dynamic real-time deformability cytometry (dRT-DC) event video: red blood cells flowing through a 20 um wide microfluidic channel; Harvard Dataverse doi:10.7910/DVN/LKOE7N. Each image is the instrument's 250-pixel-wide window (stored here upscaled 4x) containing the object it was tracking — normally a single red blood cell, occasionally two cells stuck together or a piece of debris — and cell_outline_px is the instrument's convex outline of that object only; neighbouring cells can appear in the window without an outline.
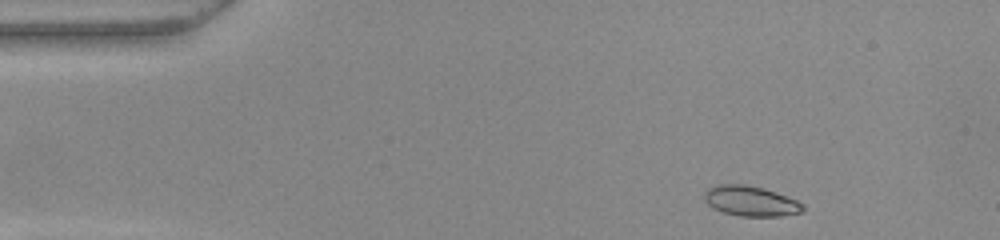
{"species": "common noctule bat (a hibernating species)", "species_latin": "Nyctalus noctula", "temperature_condition": "warm", "stored_images_in_passage": 46, "camera_frame_rate_fps": 3000, "um_per_image_px": 0.085, "animal": {"sex": "female", "body_mass_g": 22.0, "forearm_length_mm": 56.7}, "frame": {"image": 1, "passage_image": 1, "time_ms": 0.0, "image_size_px": [1000, 240], "cell_outline_px": [[804, 208], [800, 212], [780, 216], [740, 216], [724, 212], [712, 208], [704, 200], [704, 192], [708, 188], [716, 184], [744, 184], [764, 188], [796, 200], [804, 204]], "centroid_in_image_um": [63.77, 17.08], "position_along_channel_um": 21.2, "area_um2": 17.28}}
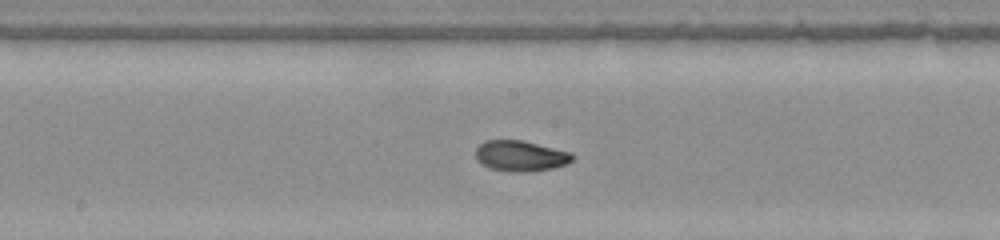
{"frame": {"image": 2, "passage_image": 21, "time_ms": 6.667, "image_size_px": [1000, 240], "cell_outline_px": [[576, 156], [568, 164], [552, 168], [532, 172], [508, 172], [488, 168], [476, 156], [476, 148], [484, 140], [524, 140], [572, 152]], "centroid_in_image_um": [44.3, 13.25], "position_along_channel_um": 203.9, "area_um2": 17.57}}
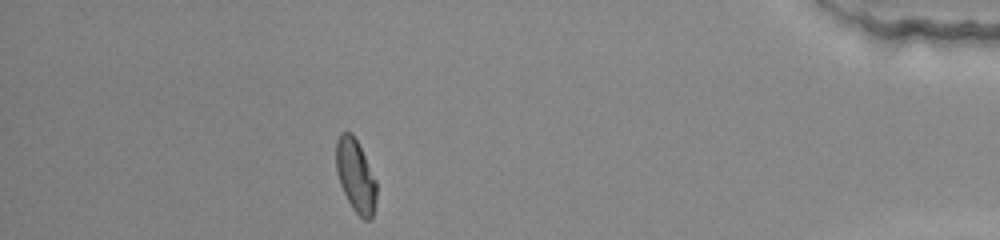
{"frame": {"image": 3, "passage_image": 40, "time_ms": 13.0, "image_size_px": [1000, 240], "cell_outline_px": [[376, 200], [372, 216], [368, 220], [364, 220], [352, 208], [340, 184], [336, 172], [336, 140], [340, 132], [352, 132], [376, 180]], "centroid_in_image_um": [30.21, 14.92], "position_along_channel_um": 405.0, "area_um2": 16.94}, "authors_computed_cell_mechanics": {"area_um2": 17.1955, "velocity_mm_per_s": 3.9767, "shape_relaxation_time_tau1_ms": 3.7312, "shape_relaxation_time_tau2_ms": 1.4843, "deformation_change_tau1": 0.1903, "deformation_change_tau2": 0.0588}}